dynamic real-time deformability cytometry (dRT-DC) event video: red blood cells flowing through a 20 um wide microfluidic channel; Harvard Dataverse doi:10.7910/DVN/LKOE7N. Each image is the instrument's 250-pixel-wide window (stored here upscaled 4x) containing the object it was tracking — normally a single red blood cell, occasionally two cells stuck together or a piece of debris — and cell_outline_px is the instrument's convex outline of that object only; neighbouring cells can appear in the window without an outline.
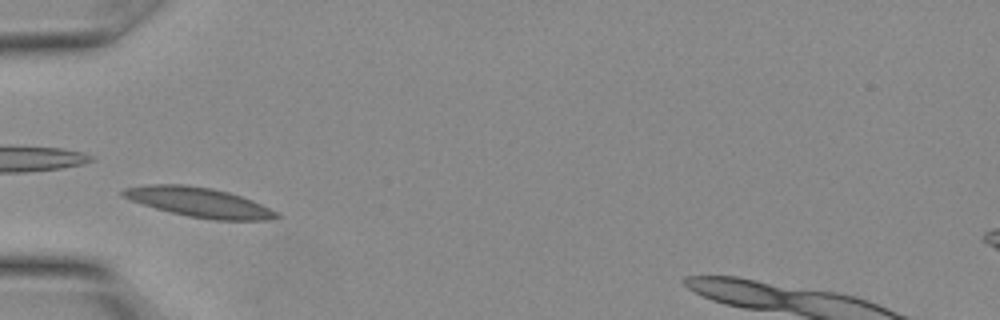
{"species": "Egyptian fruit bat (a non-hibernating species)", "species_latin": "Rousettus aegyptiacus", "temperature_condition": "warm", "stored_images_in_passage": 8, "camera_frame_rate_fps": 3000, "um_per_image_px": 0.085, "animal": {"sex": "female"}, "frame": {"image": 1, "passage_image": 3, "time_ms": 0.667, "image_size_px": [1000, 320], "cell_outline_px": [[280, 216], [268, 220], [212, 220], [188, 216], [156, 208], [120, 196], [120, 192], [124, 188], [148, 184], [184, 184], [212, 188], [228, 192], [252, 200], [276, 212]], "centroid_in_image_um": [16.88, 17.18], "position_along_channel_um": 68.1, "area_um2": 26.18}}
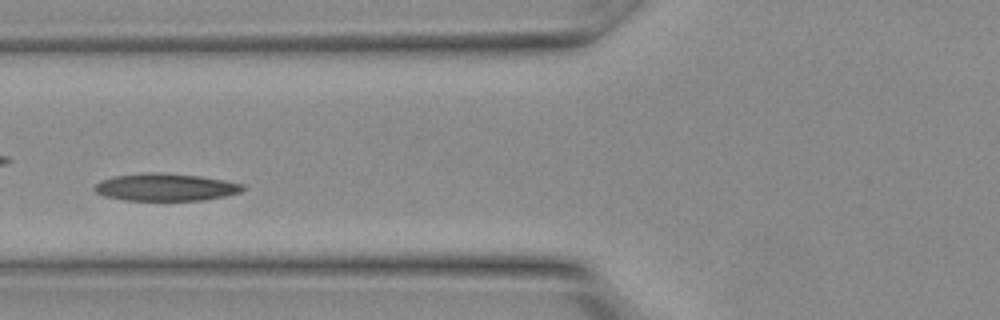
{"frame": {"image": 2, "passage_image": 5, "time_ms": 1.333, "image_size_px": [1000, 320], "cell_outline_px": [[244, 188], [240, 192], [224, 196], [204, 200], [124, 200], [104, 196], [96, 192], [92, 188], [100, 180], [112, 176], [152, 172], [160, 172], [200, 176], [224, 180], [244, 184]], "centroid_in_image_um": [14.04, 15.9], "position_along_channel_um": 111.8, "area_um2": 23.7}}
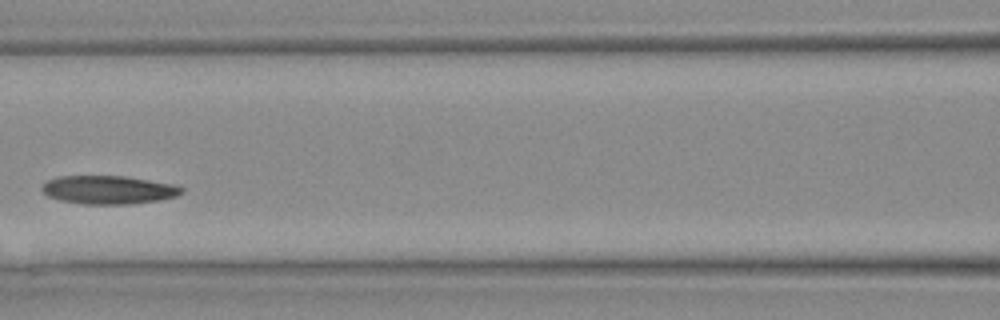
{"frame": {"image": 3, "passage_image": 7, "time_ms": 2.0, "image_size_px": [1000, 320], "cell_outline_px": [[184, 192], [176, 196], [156, 200], [132, 204], [84, 204], [60, 200], [48, 196], [40, 188], [48, 180], [56, 176], [124, 176], [172, 184], [184, 188]], "centroid_in_image_um": [9.2, 16.13], "position_along_channel_um": 157.4, "area_um2": 22.95}}